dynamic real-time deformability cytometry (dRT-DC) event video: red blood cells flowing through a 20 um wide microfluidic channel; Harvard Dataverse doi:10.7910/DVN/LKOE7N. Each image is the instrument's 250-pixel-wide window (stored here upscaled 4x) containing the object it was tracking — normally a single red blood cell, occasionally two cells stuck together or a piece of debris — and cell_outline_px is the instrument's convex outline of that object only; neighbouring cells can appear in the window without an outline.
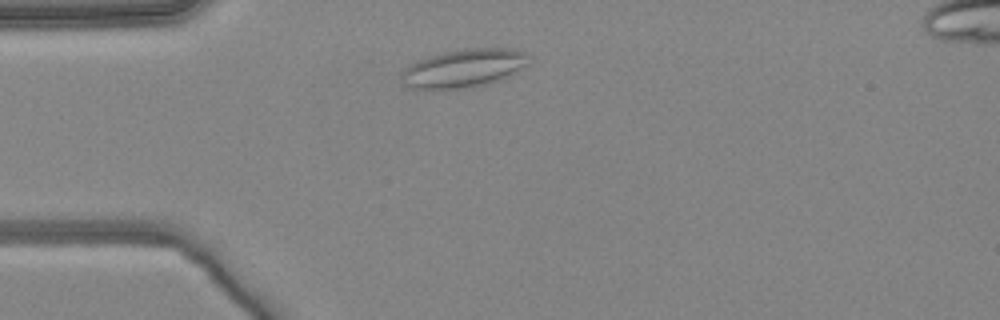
{"species": "common noctule bat (a hibernating species)", "species_latin": "Nyctalus noctula", "temperature_condition": "warm", "stored_images_in_passage": 2, "camera_frame_rate_fps": 3000, "um_per_image_px": 0.085, "animal": {"sex": "female", "body_mass_g": 24.6, "forearm_length_mm": 56.2}, "frame": {"image": 1, "passage_image": 1, "time_ms": 0.0, "image_size_px": [1000, 320], "cell_outline_px": [[528, 64], [508, 76], [500, 80], [488, 84], [444, 92], [412, 88], [404, 84], [400, 76], [400, 72], [404, 68], [428, 56], [444, 52], [468, 48], [512, 48], [528, 52]], "centroid_in_image_um": [39.4, 5.83], "position_along_channel_um": 45.6, "area_um2": 29.07}}